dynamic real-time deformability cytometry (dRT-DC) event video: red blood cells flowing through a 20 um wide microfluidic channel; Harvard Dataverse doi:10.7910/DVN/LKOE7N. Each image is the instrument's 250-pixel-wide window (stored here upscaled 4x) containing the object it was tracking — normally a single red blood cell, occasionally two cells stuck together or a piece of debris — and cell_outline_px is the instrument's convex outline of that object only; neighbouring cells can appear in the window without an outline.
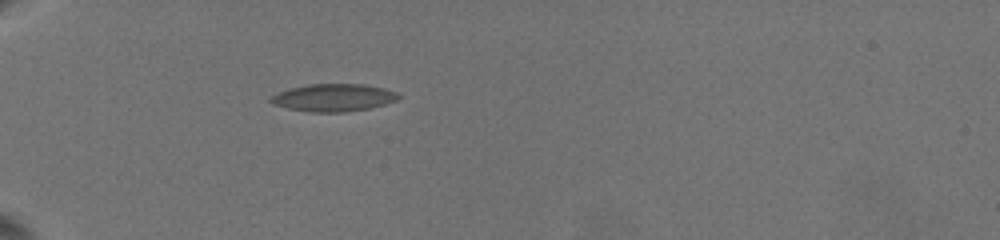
{"species": "common noctule bat (a hibernating species)", "species_latin": "Nyctalus noctula", "temperature_condition": "warm", "stored_images_in_passage": 31, "camera_frame_rate_fps": 3000, "um_per_image_px": 0.085, "animal": {"sex": "female", "body_mass_g": 19.5, "forearm_length_mm": 54.1}, "frame": {"image": 1, "passage_image": 1, "time_ms": 0.0, "image_size_px": [1000, 240], "cell_outline_px": [[400, 96], [396, 100], [384, 104], [368, 108], [344, 112], [308, 112], [288, 108], [272, 104], [268, 100], [272, 96], [288, 88], [308, 84], [364, 84], [384, 88], [396, 92]], "centroid_in_image_um": [28.32, 8.29], "position_along_channel_um": 56.7, "area_um2": 20.4}}
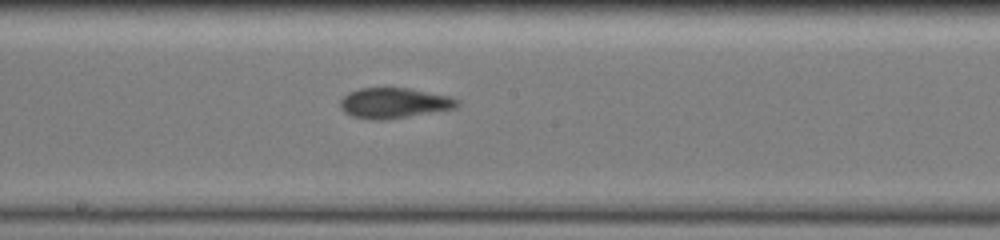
{"frame": {"image": 2, "passage_image": 18, "time_ms": 5.333, "image_size_px": [1000, 240], "cell_outline_px": [[460, 104], [456, 108], [384, 120], [368, 120], [352, 116], [344, 112], [340, 108], [340, 100], [348, 92], [360, 88], [408, 88], [448, 96], [460, 100]], "centroid_in_image_um": [33.46, 8.76], "position_along_channel_um": 214.7, "area_um2": 20.69}}
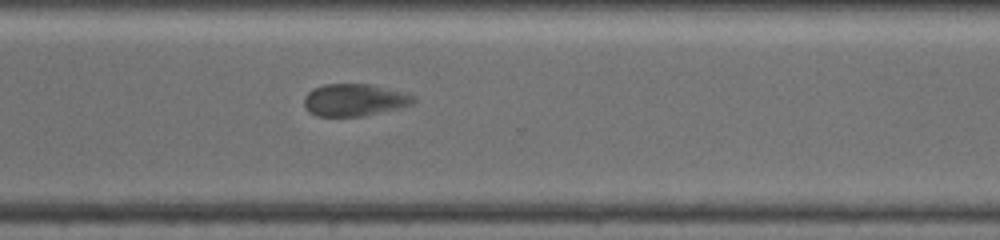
{"frame": {"image": 3, "passage_image": 30, "time_ms": 9.0, "image_size_px": [1000, 240], "cell_outline_px": [[416, 100], [412, 104], [380, 112], [360, 116], [316, 116], [308, 112], [304, 104], [304, 96], [312, 88], [324, 84], [368, 84], [416, 96]], "centroid_in_image_um": [30.05, 8.5], "position_along_channel_um": 340.5, "area_um2": 20.29}}